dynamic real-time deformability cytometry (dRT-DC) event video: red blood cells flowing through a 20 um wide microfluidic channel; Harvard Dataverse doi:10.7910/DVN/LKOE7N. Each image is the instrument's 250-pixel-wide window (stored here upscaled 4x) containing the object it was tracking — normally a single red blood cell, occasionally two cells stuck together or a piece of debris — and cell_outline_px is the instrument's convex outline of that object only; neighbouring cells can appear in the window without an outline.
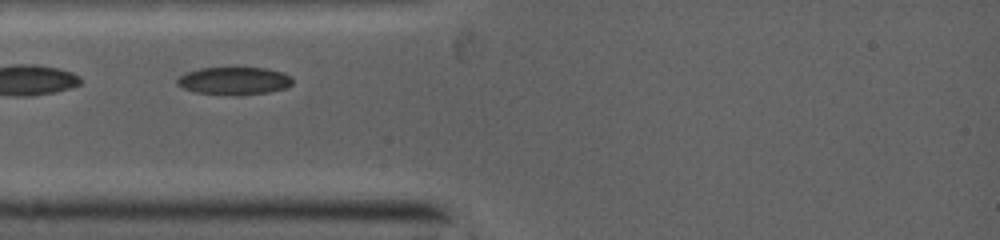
{"species": "common noctule bat (a hibernating species)", "species_latin": "Nyctalus noctula", "temperature_condition": "warm", "stored_images_in_passage": 5, "camera_frame_rate_fps": 5000, "um_per_image_px": 0.085, "animal": {"sex": "female", "body_mass_g": 19.0, "forearm_length_mm": 53.3}, "frame": {"image": 1, "passage_image": 3, "time_ms": 1.4, "image_size_px": [1000, 240], "cell_outline_px": [[292, 84], [284, 88], [268, 92], [196, 92], [184, 88], [176, 84], [176, 80], [180, 76], [188, 72], [200, 68], [264, 68], [280, 72], [288, 76], [292, 80]], "centroid_in_image_um": [19.87, 6.82], "position_along_channel_um": 65.1, "area_um2": 17.34}}